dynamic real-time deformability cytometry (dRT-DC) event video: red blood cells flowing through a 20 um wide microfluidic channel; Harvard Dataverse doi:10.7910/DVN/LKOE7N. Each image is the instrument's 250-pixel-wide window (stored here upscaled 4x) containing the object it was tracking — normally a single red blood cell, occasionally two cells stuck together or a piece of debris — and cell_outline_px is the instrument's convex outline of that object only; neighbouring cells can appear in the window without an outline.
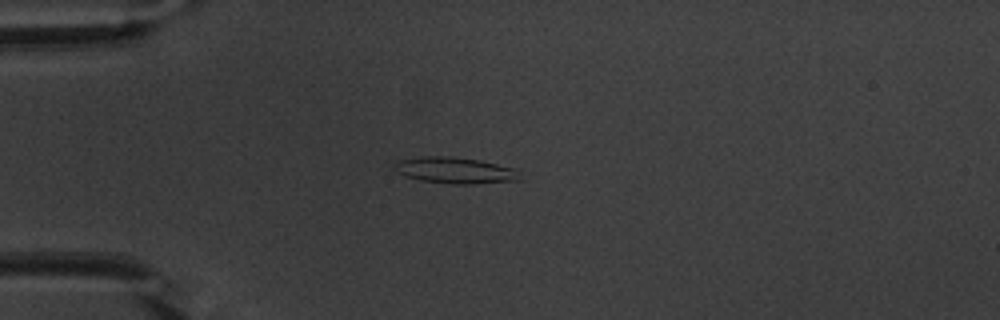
{"species": "common noctule bat (a hibernating species)", "species_latin": "Nyctalus noctula", "temperature_condition": "warm", "stored_images_in_passage": 40, "camera_frame_rate_fps": 3000, "um_per_image_px": 0.085, "animal": {"sex": "male", "body_mass_g": 20.1, "forearm_length_mm": 53.5}, "frame": {"image": 1, "passage_image": 1, "time_ms": 0.0, "image_size_px": [1000, 320], "cell_outline_px": [[520, 180], [472, 184], [452, 184], [420, 180], [404, 176], [396, 172], [392, 168], [392, 164], [396, 160], [420, 156], [448, 156], [480, 160], [516, 168]], "centroid_in_image_um": [38.6, 14.47], "position_along_channel_um": 46.4, "area_um2": 19.48}}
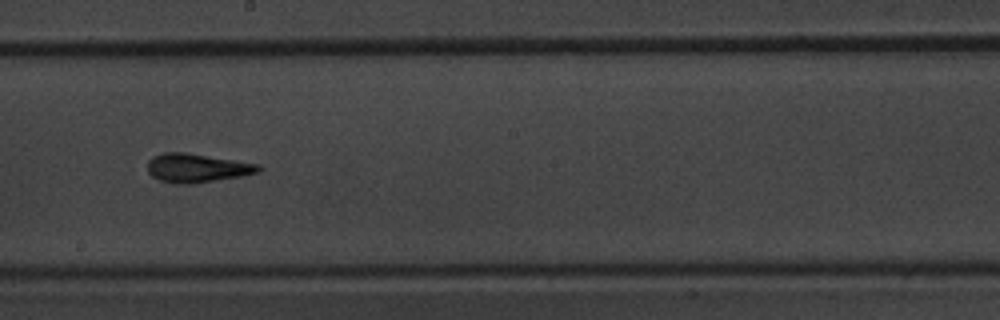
{"frame": {"image": 2, "passage_image": 17, "time_ms": 5.333, "image_size_px": [1000, 320], "cell_outline_px": [[264, 168], [260, 172], [244, 176], [192, 184], [188, 184], [160, 180], [152, 176], [148, 172], [148, 160], [152, 156], [164, 152], [184, 152], [260, 164]], "centroid_in_image_um": [16.79, 14.27], "position_along_channel_um": 231.4, "area_um2": 18.67}}
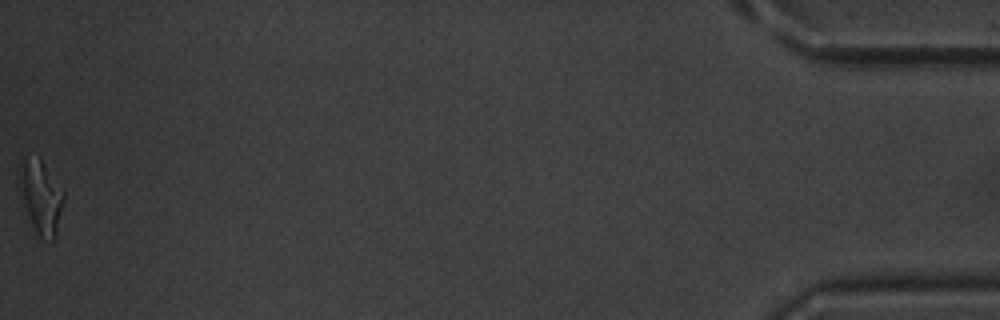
{"frame": {"image": 3, "passage_image": 40, "time_ms": 13.0, "image_size_px": [1000, 320], "cell_outline_px": [[64, 200], [56, 236], [52, 240], [40, 236], [36, 232], [24, 216], [24, 160], [40, 156], [64, 192]], "centroid_in_image_um": [3.58, 16.85], "position_along_channel_um": 431.6, "area_um2": 17.86}, "authors_computed_cell_mechanics": {"area_um2": 17.5712, "velocity_mm_per_s": 3.84, "shape_relaxation_time_tau1_ms": 4.5478, "shape_relaxation_time_tau2_ms": 2.5497, "deformation_change_tau1": 0.1947, "deformation_change_tau2": 0.1389}}